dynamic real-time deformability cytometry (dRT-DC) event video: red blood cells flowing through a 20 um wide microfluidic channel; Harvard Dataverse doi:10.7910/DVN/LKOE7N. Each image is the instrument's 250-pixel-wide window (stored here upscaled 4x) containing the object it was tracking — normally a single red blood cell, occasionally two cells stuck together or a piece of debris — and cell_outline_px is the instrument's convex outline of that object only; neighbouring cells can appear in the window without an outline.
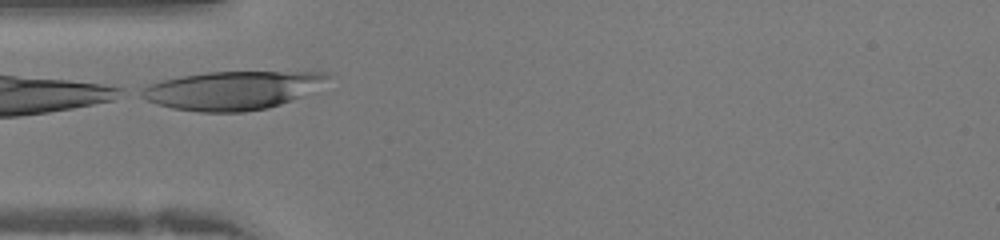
{"species": "human", "species_latin": "Homo sapiens", "temperature_condition": "warm", "stored_images_in_passage": 22, "camera_frame_rate_fps": 3000, "um_per_image_px": 0.085, "donor": {"sex": "female"}, "frame": {"image": 1, "passage_image": 1, "time_ms": 0.0, "image_size_px": [1000, 240], "cell_outline_px": [[328, 76], [300, 96], [280, 104], [268, 108], [244, 112], [200, 112], [172, 108], [148, 100], [132, 92], [148, 84], [164, 80], [184, 76], [208, 72], [328, 72]], "centroid_in_image_um": [19.58, 7.69], "position_along_channel_um": 65.4, "area_um2": 40.92}}
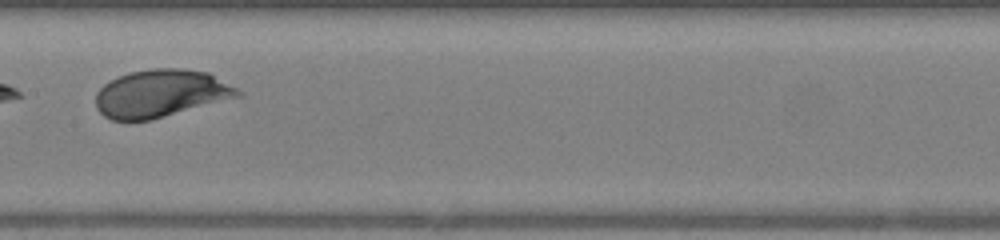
{"frame": {"image": 2, "passage_image": 9, "time_ms": 2.667, "image_size_px": [1000, 240], "cell_outline_px": [[244, 96], [148, 120], [112, 120], [104, 116], [96, 108], [96, 92], [104, 84], [128, 72], [152, 68], [180, 68], [208, 72], [236, 88]], "centroid_in_image_um": [13.67, 7.94], "position_along_channel_um": 193.7, "area_um2": 39.25}}
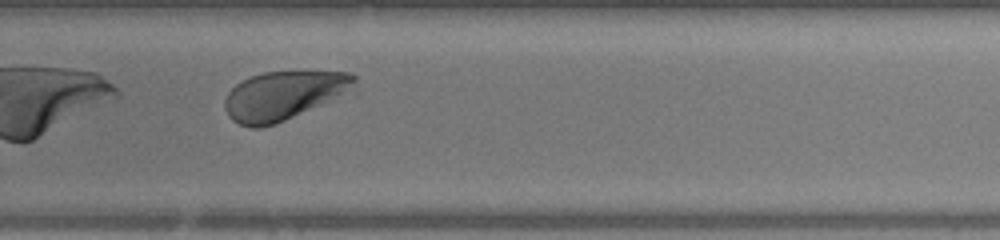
{"frame": {"image": 3, "passage_image": 16, "time_ms": 5.0, "image_size_px": [1000, 240], "cell_outline_px": [[356, 92], [276, 124], [260, 128], [252, 128], [240, 124], [232, 120], [228, 116], [224, 108], [224, 100], [228, 92], [236, 84], [252, 76], [264, 72], [352, 72], [356, 76]], "centroid_in_image_um": [24.19, 8.14], "position_along_channel_um": 305.6, "area_um2": 37.57}}